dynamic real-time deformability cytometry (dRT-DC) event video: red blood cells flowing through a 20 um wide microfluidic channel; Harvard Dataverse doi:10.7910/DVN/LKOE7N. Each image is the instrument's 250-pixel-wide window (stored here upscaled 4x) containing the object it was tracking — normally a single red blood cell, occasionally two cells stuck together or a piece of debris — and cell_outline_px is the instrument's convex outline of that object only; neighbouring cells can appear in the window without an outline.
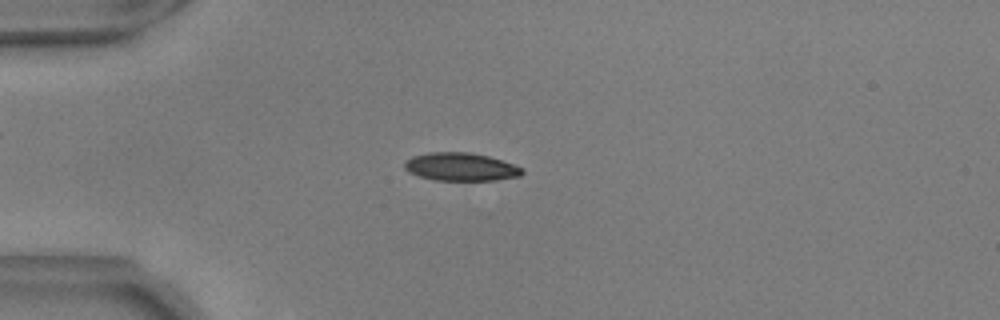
{"species": "common noctule bat (a hibernating species)", "species_latin": "Nyctalus noctula", "temperature_condition": "warm", "stored_images_in_passage": 43, "camera_frame_rate_fps": 3000, "um_per_image_px": 0.085, "animal": {"sex": "male", "body_mass_g": 17.9, "forearm_length_mm": 54.2}, "frame": {"image": 1, "passage_image": 3, "time_ms": 0.667, "image_size_px": [1000, 320], "cell_outline_px": [[524, 172], [520, 176], [496, 180], [432, 180], [408, 172], [404, 168], [404, 160], [412, 156], [428, 152], [472, 152], [488, 156], [524, 168]], "centroid_in_image_um": [39.14, 14.17], "position_along_channel_um": 45.9, "area_um2": 19.36}}
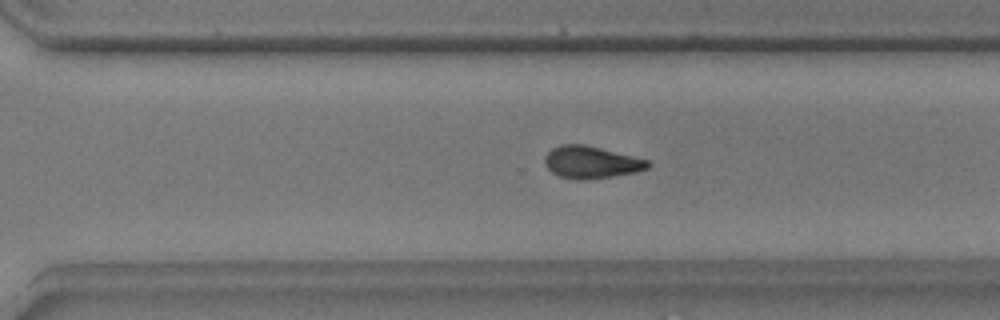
{"frame": {"image": 2, "passage_image": 27, "time_ms": 8.667, "image_size_px": [1000, 320], "cell_outline_px": [[652, 164], [648, 168], [636, 172], [612, 176], [584, 180], [576, 180], [560, 176], [552, 172], [544, 164], [544, 156], [552, 148], [560, 144], [584, 144], [648, 160]], "centroid_in_image_um": [50.23, 13.79], "position_along_channel_um": 320.4, "area_um2": 19.31}}
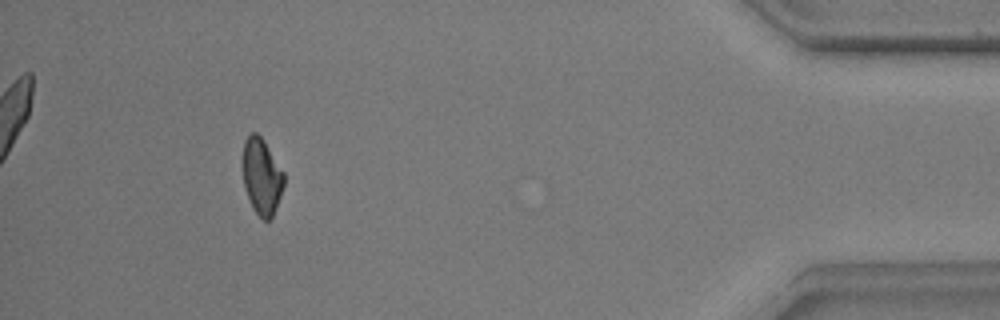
{"frame": {"image": 3, "passage_image": 39, "time_ms": 12.667, "image_size_px": [1000, 320], "cell_outline_px": [[284, 184], [280, 196], [272, 216], [268, 220], [264, 220], [252, 208], [244, 188], [244, 140], [252, 132], [256, 132], [264, 140], [284, 172]], "centroid_in_image_um": [22.26, 14.99], "position_along_channel_um": 412.9, "area_um2": 17.98}, "authors_computed_cell_mechanics": {"area_um2": 19.652, "velocity_mm_per_s": 3.699, "shape_relaxation_time_tau1_ms": 7.9242, "shape_relaxation_time_tau2_ms": 8.3416, "deformation_change_tau1": 0.1827, "deformation_change_tau2": 0.1494}}